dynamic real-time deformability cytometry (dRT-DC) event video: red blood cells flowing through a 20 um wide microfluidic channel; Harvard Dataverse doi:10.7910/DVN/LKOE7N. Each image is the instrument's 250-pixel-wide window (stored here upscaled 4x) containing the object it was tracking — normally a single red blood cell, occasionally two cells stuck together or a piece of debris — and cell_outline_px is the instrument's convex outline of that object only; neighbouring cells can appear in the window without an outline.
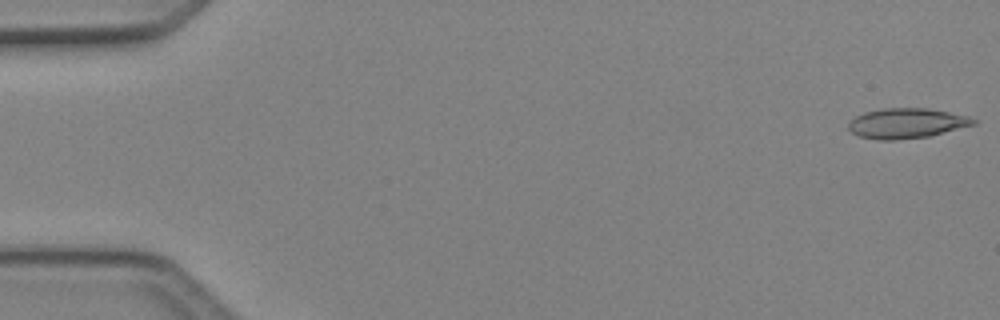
{"species": "Egyptian fruit bat (a non-hibernating species)", "species_latin": "Rousettus aegyptiacus", "temperature_condition": "cold", "stored_images_in_passage": 49, "camera_frame_rate_fps": 3000, "um_per_image_px": 0.085, "animal": {"sex": "female"}, "frame": {"image": 1, "passage_image": 1, "time_ms": 0.0, "image_size_px": [1000, 320], "cell_outline_px": [[976, 124], [928, 136], [892, 140], [880, 140], [860, 136], [852, 132], [848, 128], [848, 124], [856, 116], [864, 112], [884, 108], [928, 108], [968, 116], [976, 120]], "centroid_in_image_um": [77.05, 10.47], "position_along_channel_um": 7.9, "area_um2": 21.62}}
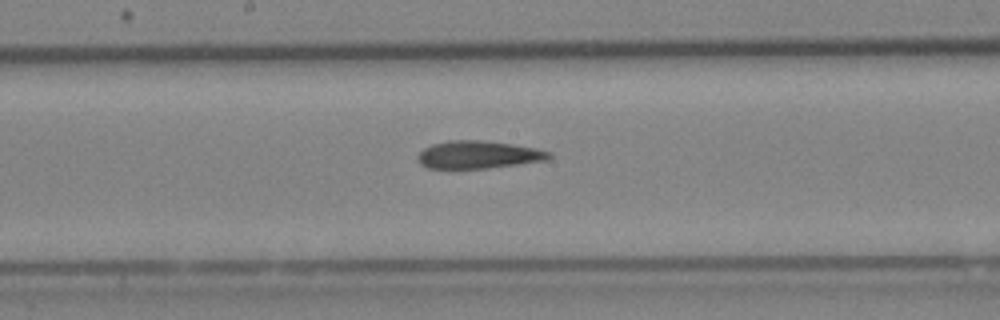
{"frame": {"image": 2, "passage_image": 26, "time_ms": 8.333, "image_size_px": [1000, 320], "cell_outline_px": [[552, 156], [548, 160], [488, 168], [428, 168], [420, 164], [416, 156], [424, 148], [432, 144], [448, 140], [480, 140], [512, 144], [536, 148], [552, 152]], "centroid_in_image_um": [40.66, 13.14], "position_along_channel_um": 207.5, "area_um2": 21.21}}
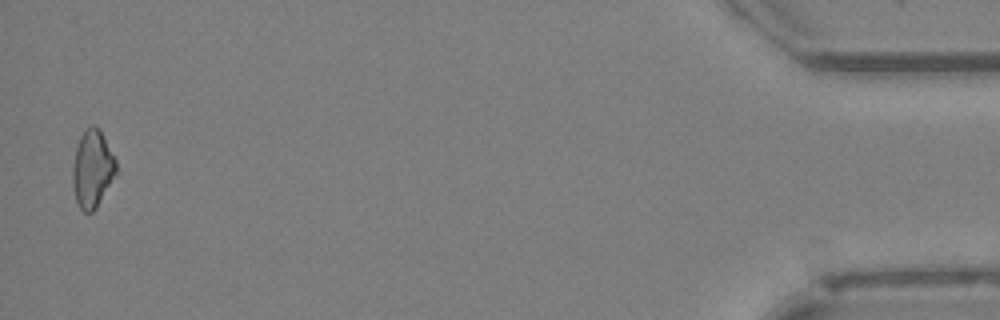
{"frame": {"image": 3, "passage_image": 48, "time_ms": 15.667, "image_size_px": [1000, 320], "cell_outline_px": [[116, 172], [96, 208], [92, 212], [84, 212], [80, 208], [76, 200], [72, 188], [72, 164], [76, 148], [80, 136], [84, 128], [92, 124], [96, 124], [100, 128], [116, 160]], "centroid_in_image_um": [7.82, 14.3], "position_along_channel_um": 427.4, "area_um2": 19.77}, "authors_computed_cell_mechanics": {"area_um2": 21.3282, "velocity_mm_per_s": 4.1996, "shape_relaxation_time_tau1_ms": null, "shape_relaxation_time_tau2_ms": 9.426, "deformation_change_tau1": null, "deformation_change_tau2": 0.2584}}